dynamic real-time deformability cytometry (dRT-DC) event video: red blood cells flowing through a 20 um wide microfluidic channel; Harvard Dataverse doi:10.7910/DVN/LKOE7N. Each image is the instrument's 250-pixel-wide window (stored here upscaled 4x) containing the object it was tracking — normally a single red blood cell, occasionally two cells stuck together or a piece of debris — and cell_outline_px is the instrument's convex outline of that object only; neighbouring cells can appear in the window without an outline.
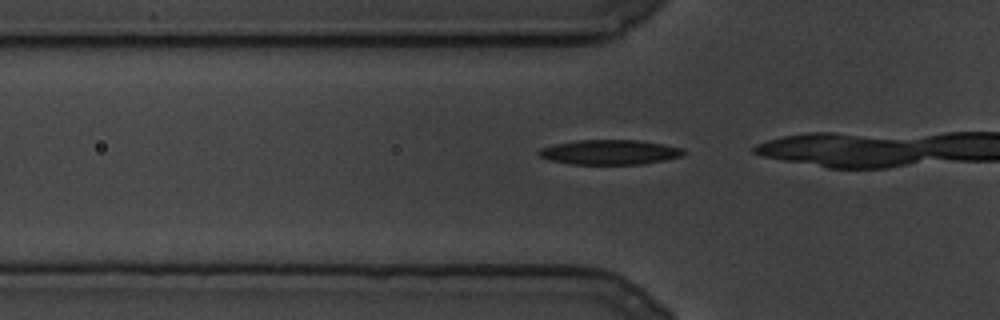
{"species": "common noctule bat (a hibernating species)", "species_latin": "Nyctalus noctula", "temperature_condition": "cold", "stored_images_in_passage": 14, "camera_frame_rate_fps": 3000, "um_per_image_px": 0.085, "animal": {"sex": "male", "body_mass_g": 19.5, "forearm_length_mm": 54.6}, "frame": {"image": 1, "passage_image": 10, "time_ms": 3.0, "image_size_px": [1000, 320], "cell_outline_px": [[688, 152], [684, 156], [644, 164], [568, 164], [548, 160], [540, 156], [536, 152], [540, 148], [556, 144], [576, 140], [640, 140], [664, 144], [684, 148]], "centroid_in_image_um": [51.87, 12.93], "position_along_channel_um": 73.9, "area_um2": 21.21}}